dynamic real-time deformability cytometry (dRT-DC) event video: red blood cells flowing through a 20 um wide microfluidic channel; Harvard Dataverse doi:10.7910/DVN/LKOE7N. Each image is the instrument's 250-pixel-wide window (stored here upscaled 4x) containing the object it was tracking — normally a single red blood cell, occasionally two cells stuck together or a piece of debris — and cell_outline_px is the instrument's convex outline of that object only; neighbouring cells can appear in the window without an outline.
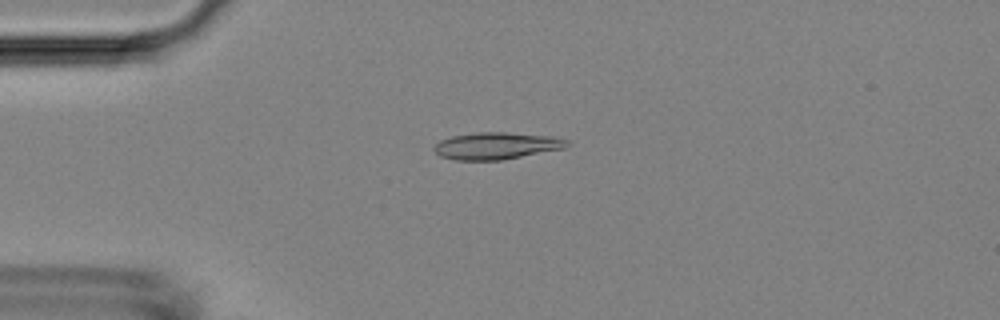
{"species": "Egyptian fruit bat (a non-hibernating species)", "species_latin": "Rousettus aegyptiacus", "temperature_condition": "room temperature", "stored_images_in_passage": 53, "camera_frame_rate_fps": 3000, "um_per_image_px": 0.085, "animal": {"sex": "female"}, "frame": {"image": 1, "passage_image": 13, "time_ms": 4.0, "image_size_px": [1000, 320], "cell_outline_px": [[572, 144], [564, 148], [504, 160], [456, 160], [440, 156], [432, 148], [440, 140], [452, 136], [476, 132], [508, 132], [556, 136], [568, 140]], "centroid_in_image_um": [42.24, 12.38], "position_along_channel_um": 42.8, "area_um2": 21.15}}
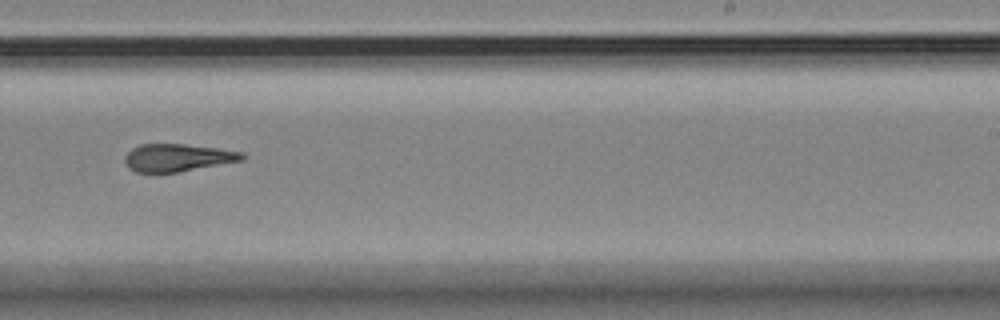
{"frame": {"image": 2, "passage_image": 33, "time_ms": 10.667, "image_size_px": [1000, 320], "cell_outline_px": [[248, 156], [244, 160], [176, 172], [136, 172], [128, 168], [124, 164], [124, 156], [132, 148], [140, 144], [184, 144], [216, 148], [244, 152]], "centroid_in_image_um": [15.09, 13.39], "position_along_channel_um": 273.9, "area_um2": 18.9}}
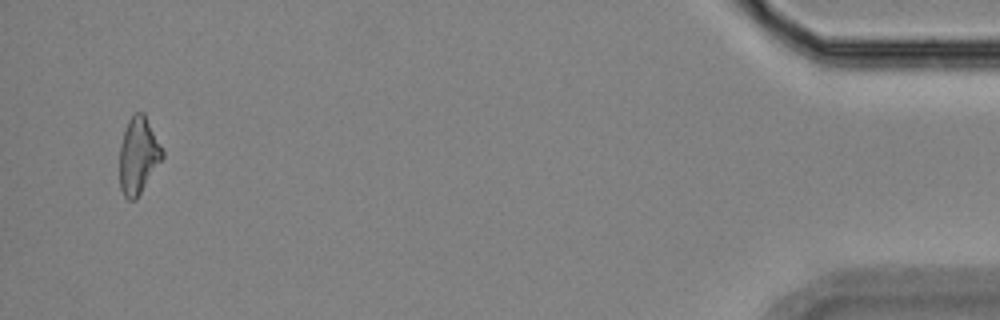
{"frame": {"image": 3, "passage_image": 51, "time_ms": 16.667, "image_size_px": [1000, 320], "cell_outline_px": [[164, 156], [136, 200], [128, 200], [124, 196], [120, 188], [120, 144], [124, 128], [128, 120], [136, 112], [144, 112], [164, 152]], "centroid_in_image_um": [11.75, 13.22], "position_along_channel_um": 423.5, "area_um2": 19.07}, "authors_computed_cell_mechanics": {"area_um2": 19.4786, "velocity_mm_per_s": 3.7933, "shape_relaxation_time_tau1_ms": null, "shape_relaxation_time_tau2_ms": 4.1712, "deformation_change_tau1": null, "deformation_change_tau2": 0.1373}}